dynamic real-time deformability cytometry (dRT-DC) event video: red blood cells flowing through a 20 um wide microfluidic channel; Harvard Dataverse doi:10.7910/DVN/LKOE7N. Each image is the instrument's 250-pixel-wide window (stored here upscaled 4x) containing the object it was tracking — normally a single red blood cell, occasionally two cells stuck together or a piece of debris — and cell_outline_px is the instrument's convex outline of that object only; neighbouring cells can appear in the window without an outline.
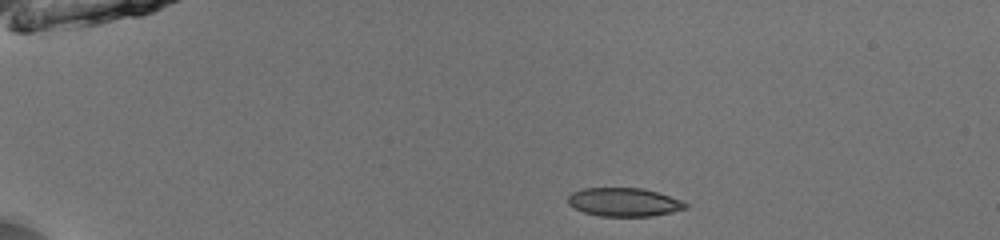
{"species": "common noctule bat (a hibernating species)", "species_latin": "Nyctalus noctula", "temperature_condition": "room temperature", "stored_images_in_passage": 42, "camera_frame_rate_fps": 3000, "um_per_image_px": 0.085, "animal": {"sex": "male", "body_mass_g": 13.0, "forearm_length_mm": 53.1}, "frame": {"image": 1, "passage_image": 1, "time_ms": 0.0, "image_size_px": [1000, 240], "cell_outline_px": [[688, 208], [672, 212], [652, 216], [600, 216], [584, 212], [568, 204], [568, 196], [572, 192], [584, 188], [644, 188], [684, 200], [688, 204]], "centroid_in_image_um": [53.09, 17.17], "position_along_channel_um": 31.9, "area_um2": 19.65}}
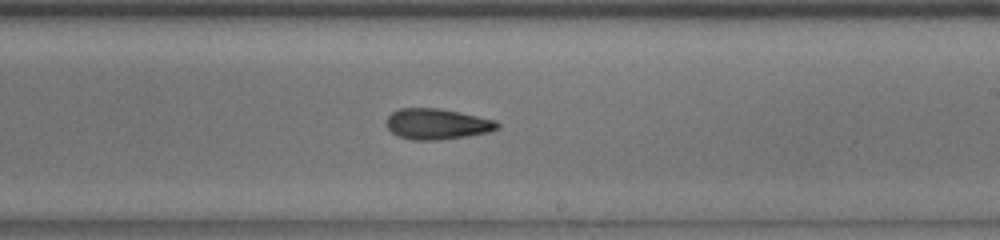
{"frame": {"image": 2, "passage_image": 23, "time_ms": 7.333, "image_size_px": [1000, 240], "cell_outline_px": [[500, 128], [488, 132], [468, 136], [440, 140], [412, 140], [400, 136], [392, 132], [388, 128], [388, 116], [392, 112], [400, 108], [440, 108], [460, 112], [496, 120], [500, 124]], "centroid_in_image_um": [37.2, 10.54], "position_along_channel_um": 251.8, "area_um2": 19.88}}
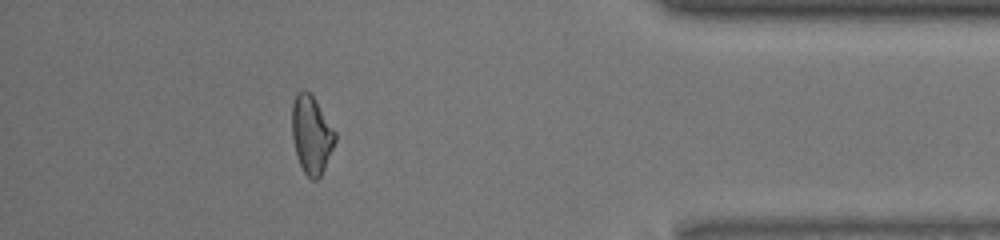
{"frame": {"image": 3, "passage_image": 37, "time_ms": 12.0, "image_size_px": [1000, 240], "cell_outline_px": [[336, 140], [324, 168], [320, 176], [316, 180], [312, 180], [304, 172], [296, 156], [292, 136], [292, 104], [296, 92], [304, 88], [312, 96], [336, 132]], "centroid_in_image_um": [26.45, 11.43], "position_along_channel_um": 408.7, "area_um2": 19.42}, "authors_computed_cell_mechanics": {"area_um2": 19.7676, "velocity_mm_per_s": 3.9961, "shape_relaxation_time_tau1_ms": 3.7343, "shape_relaxation_time_tau2_ms": 3.9011, "deformation_change_tau1": 0.1457, "deformation_change_tau2": 0.0992}}